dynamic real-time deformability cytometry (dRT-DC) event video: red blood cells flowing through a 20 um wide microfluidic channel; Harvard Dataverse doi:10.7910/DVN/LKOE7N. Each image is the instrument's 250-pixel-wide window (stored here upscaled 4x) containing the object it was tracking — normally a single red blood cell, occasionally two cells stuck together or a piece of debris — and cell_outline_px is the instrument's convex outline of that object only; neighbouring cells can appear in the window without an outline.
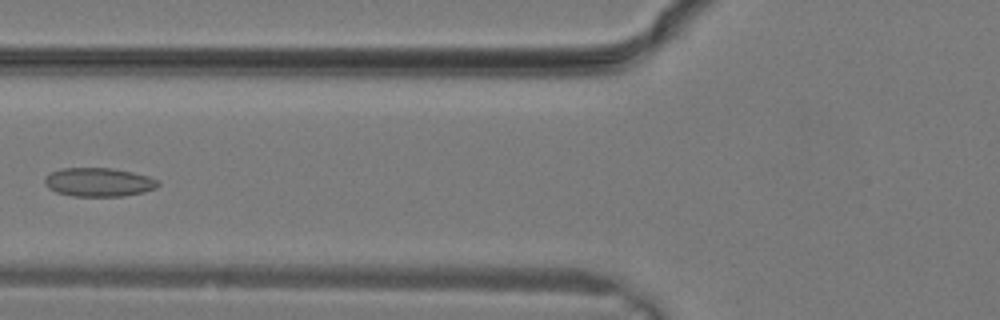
{"species": "common noctule bat (a hibernating species)", "species_latin": "Nyctalus noctula", "temperature_condition": "warm", "stored_images_in_passage": 9, "camera_frame_rate_fps": 3000, "um_per_image_px": 0.085, "animal": {"sex": "male", "body_mass_g": 19.2, "forearm_length_mm": 51.8}, "frame": {"image": 1, "passage_image": 8, "time_ms": 2.333, "image_size_px": [1000, 320], "cell_outline_px": [[160, 184], [156, 188], [144, 192], [124, 196], [72, 196], [56, 192], [48, 188], [44, 184], [44, 180], [52, 172], [64, 168], [112, 168], [132, 172], [148, 176], [160, 180]], "centroid_in_image_um": [8.43, 15.49], "position_along_channel_um": 117.4, "area_um2": 19.02}}